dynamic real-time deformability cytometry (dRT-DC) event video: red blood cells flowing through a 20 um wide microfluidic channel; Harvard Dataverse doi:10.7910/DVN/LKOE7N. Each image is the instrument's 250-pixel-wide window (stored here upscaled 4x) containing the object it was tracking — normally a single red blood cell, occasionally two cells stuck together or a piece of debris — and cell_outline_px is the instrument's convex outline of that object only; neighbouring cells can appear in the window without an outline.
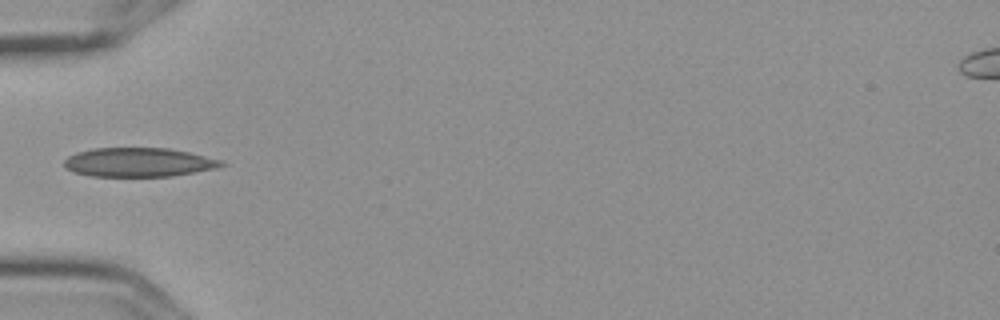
{"species": "Egyptian fruit bat (a non-hibernating species)", "species_latin": "Rousettus aegyptiacus", "temperature_condition": "cold", "stored_images_in_passage": 2, "camera_frame_rate_fps": 3000, "um_per_image_px": 0.085, "frame": {"image": 1, "passage_image": 2, "time_ms": 0.333, "image_size_px": [1000, 320], "cell_outline_px": [[228, 164], [216, 168], [172, 176], [92, 176], [76, 172], [64, 168], [64, 160], [68, 156], [76, 152], [92, 148], [168, 148], [188, 152], [224, 160]], "centroid_in_image_um": [11.8, 13.79], "position_along_channel_um": 73.2, "area_um2": 26.65}}